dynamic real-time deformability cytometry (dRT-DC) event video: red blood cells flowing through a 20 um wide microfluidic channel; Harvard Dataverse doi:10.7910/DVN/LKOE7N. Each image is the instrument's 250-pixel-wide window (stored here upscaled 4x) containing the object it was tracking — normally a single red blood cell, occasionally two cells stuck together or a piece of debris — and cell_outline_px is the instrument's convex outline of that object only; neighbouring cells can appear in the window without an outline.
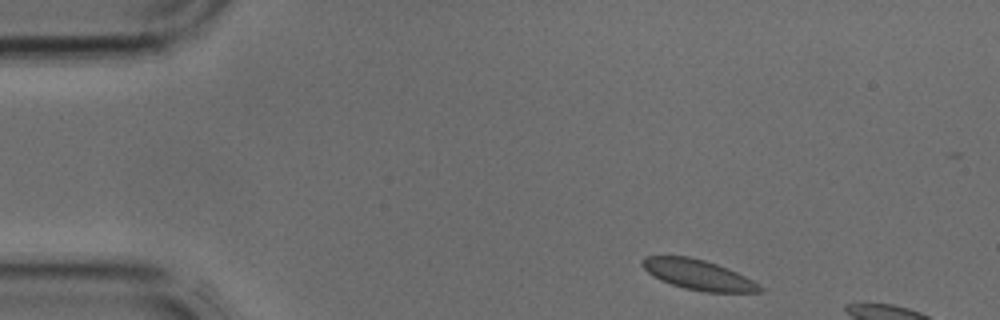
{"species": "common noctule bat (a hibernating species)", "species_latin": "Nyctalus noctula", "temperature_condition": "cold", "stored_images_in_passage": 4, "camera_frame_rate_fps": 3000, "um_per_image_px": 0.085, "animal": {"sex": "male", "body_mass_g": 17.9, "forearm_length_mm": 54.2}, "frame": {"image": 1, "passage_image": 1, "time_ms": 0.0, "image_size_px": [1000, 320], "cell_outline_px": [[764, 292], [704, 292], [684, 288], [660, 280], [652, 276], [640, 264], [640, 260], [644, 256], [688, 256], [704, 260], [728, 268], [760, 284], [764, 288]], "centroid_in_image_um": [59.34, 23.35], "position_along_channel_um": 25.7, "area_um2": 20.69}}